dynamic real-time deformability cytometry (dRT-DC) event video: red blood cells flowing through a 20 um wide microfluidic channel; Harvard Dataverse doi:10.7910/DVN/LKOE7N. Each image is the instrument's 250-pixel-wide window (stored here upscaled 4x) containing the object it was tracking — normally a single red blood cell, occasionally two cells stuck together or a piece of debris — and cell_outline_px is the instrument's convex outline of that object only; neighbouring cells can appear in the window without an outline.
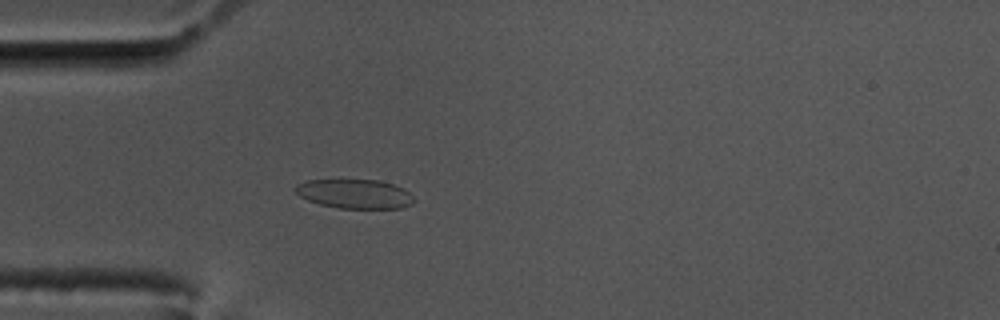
{"species": "common noctule bat (a hibernating species)", "species_latin": "Nyctalus noctula", "temperature_condition": "cold", "stored_images_in_passage": 45, "camera_frame_rate_fps": 3000, "um_per_image_px": 0.085, "animal": {"sex": "male", "body_mass_g": 17.5, "forearm_length_mm": 52.3}, "frame": {"image": 1, "passage_image": 4, "time_ms": 1.0, "image_size_px": [1000, 320], "cell_outline_px": [[416, 200], [412, 204], [400, 208], [340, 208], [320, 204], [308, 200], [300, 196], [296, 192], [296, 184], [308, 180], [380, 180], [404, 188]], "centroid_in_image_um": [30.18, 16.48], "position_along_channel_um": 54.8, "area_um2": 20.06}}
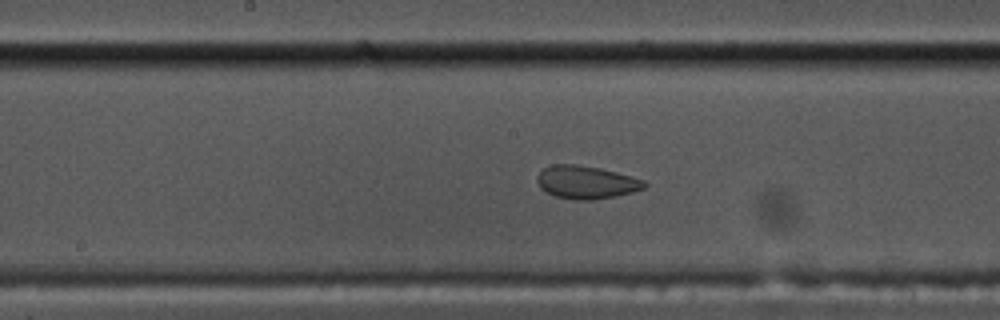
{"frame": {"image": 2, "passage_image": 17, "time_ms": 5.333, "image_size_px": [1000, 320], "cell_outline_px": [[648, 184], [644, 188], [632, 192], [616, 196], [592, 200], [576, 200], [556, 196], [540, 188], [536, 180], [536, 176], [544, 168], [552, 164], [576, 164], [600, 168], [632, 176], [644, 180]], "centroid_in_image_um": [49.83, 15.48], "position_along_channel_um": 198.4, "area_um2": 20.63}}
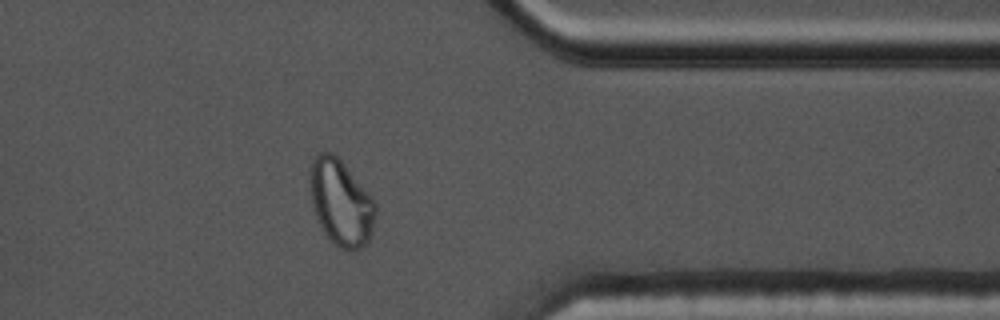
{"frame": {"image": 3, "passage_image": 34, "time_ms": 11.0, "image_size_px": [1000, 320], "cell_outline_px": [[376, 212], [372, 232], [368, 240], [360, 248], [352, 252], [340, 248], [324, 232], [316, 216], [312, 204], [308, 184], [312, 156], [320, 152], [332, 152], [344, 164], [372, 196], [376, 204]], "centroid_in_image_um": [28.96, 17.19], "position_along_channel_um": 382.4, "area_um2": 32.95}}